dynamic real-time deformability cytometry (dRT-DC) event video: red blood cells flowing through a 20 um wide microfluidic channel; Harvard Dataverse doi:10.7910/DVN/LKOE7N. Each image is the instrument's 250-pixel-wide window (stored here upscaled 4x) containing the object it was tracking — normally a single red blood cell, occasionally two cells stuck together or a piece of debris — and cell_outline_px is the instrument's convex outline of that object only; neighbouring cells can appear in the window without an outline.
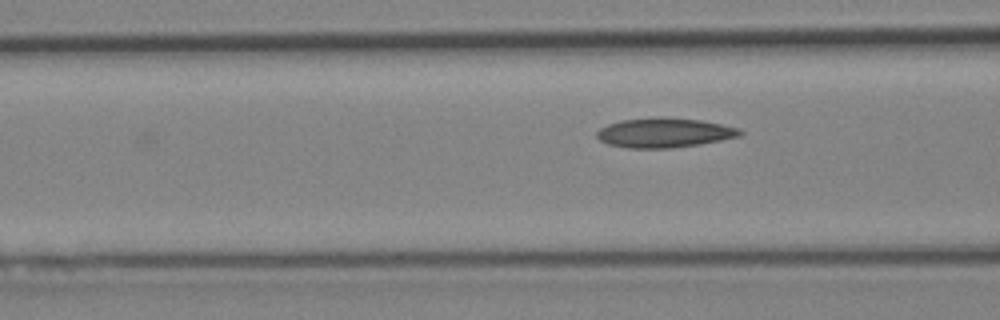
{"species": "Egyptian fruit bat (a non-hibernating species)", "species_latin": "Rousettus aegyptiacus", "temperature_condition": "cold", "stored_images_in_passage": 6, "camera_frame_rate_fps": 3000, "um_per_image_px": 0.085, "animal": {"sex": "female"}, "frame": {"image": 1, "passage_image": 6, "time_ms": 6.0, "image_size_px": [1000, 320], "cell_outline_px": [[744, 132], [740, 136], [700, 144], [672, 148], [628, 148], [608, 144], [600, 140], [596, 136], [596, 132], [600, 128], [608, 124], [620, 120], [660, 116], [700, 120], [740, 128]], "centroid_in_image_um": [56.45, 11.27], "position_along_channel_um": 110.1, "area_um2": 24.8}}